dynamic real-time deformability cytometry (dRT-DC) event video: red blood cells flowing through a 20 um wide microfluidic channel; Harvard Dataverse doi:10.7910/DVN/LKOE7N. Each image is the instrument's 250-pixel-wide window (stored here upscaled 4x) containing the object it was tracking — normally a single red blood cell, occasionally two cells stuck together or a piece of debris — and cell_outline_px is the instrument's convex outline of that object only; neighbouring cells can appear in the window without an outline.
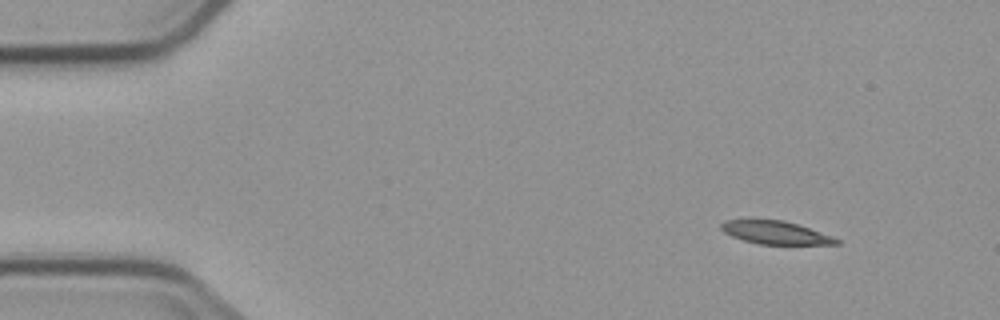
{"species": "common noctule bat (a hibernating species)", "species_latin": "Nyctalus noctula", "temperature_condition": "cold", "stored_images_in_passage": 4, "camera_frame_rate_fps": 3000, "um_per_image_px": 0.085, "animal": {"sex": "male", "body_mass_g": 23.1, "forearm_length_mm": 52.7}, "frame": {"image": 1, "passage_image": 1, "time_ms": 0.0, "image_size_px": [1000, 320], "cell_outline_px": [[840, 244], [760, 244], [744, 240], [732, 236], [724, 232], [720, 228], [720, 224], [724, 220], [784, 220], [832, 236], [840, 240]], "centroid_in_image_um": [65.9, 19.77], "position_along_channel_um": 19.1, "area_um2": 15.2}}